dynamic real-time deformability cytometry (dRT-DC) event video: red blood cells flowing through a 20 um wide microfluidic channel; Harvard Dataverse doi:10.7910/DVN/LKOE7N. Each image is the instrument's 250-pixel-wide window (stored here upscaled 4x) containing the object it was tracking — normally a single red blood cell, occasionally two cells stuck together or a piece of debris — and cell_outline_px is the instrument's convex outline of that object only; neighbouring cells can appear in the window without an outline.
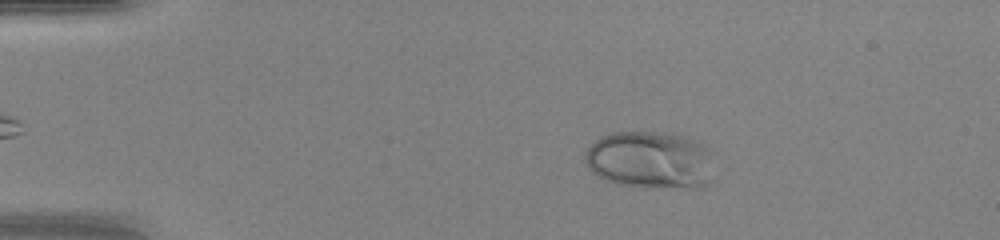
{"species": "human", "species_latin": "Homo sapiens", "temperature_condition": "warm", "stored_images_in_passage": 46, "camera_frame_rate_fps": 3000, "um_per_image_px": 0.085, "donor": {"sex": "female"}, "frame": {"image": 1, "passage_image": 8, "time_ms": 2.333, "image_size_px": [1000, 240], "cell_outline_px": [[708, 180], [700, 188], [640, 188], [616, 184], [604, 180], [596, 176], [588, 168], [584, 156], [588, 148], [596, 140], [612, 132], [648, 132], [684, 136], [704, 144], [708, 148]], "centroid_in_image_um": [55.17, 13.63], "position_along_channel_um": 29.8, "area_um2": 43.0}}
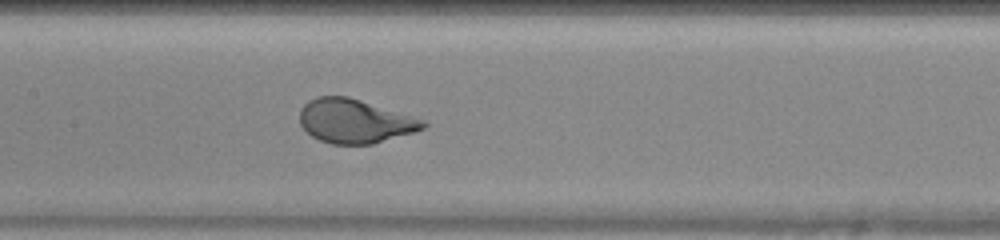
{"frame": {"image": 2, "passage_image": 23, "time_ms": 7.333, "image_size_px": [1000, 240], "cell_outline_px": [[428, 124], [424, 128], [412, 132], [372, 144], [332, 144], [320, 140], [312, 136], [300, 124], [300, 108], [308, 100], [316, 96], [348, 96], [428, 120]], "centroid_in_image_um": [30.17, 10.28], "position_along_channel_um": 177.2, "area_um2": 31.67}}
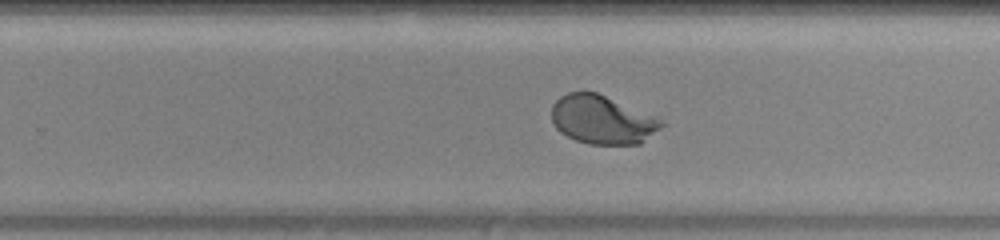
{"frame": {"image": 3, "passage_image": 30, "time_ms": 9.667, "image_size_px": [1000, 240], "cell_outline_px": [[664, 124], [660, 128], [640, 144], [588, 144], [576, 140], [560, 132], [552, 124], [552, 104], [560, 96], [568, 92], [596, 92], [660, 116]], "centroid_in_image_um": [51.21, 10.16], "position_along_channel_um": 278.6, "area_um2": 31.44}, "authors_computed_cell_mechanics": {"area_um2": 34.5933, "velocity_mm_per_s": 4.3672, "shape_relaxation_time_tau1_ms": 3.3379, "shape_relaxation_time_tau2_ms": null, "deformation_change_tau1": 0.1978, "deformation_change_tau2": null}}